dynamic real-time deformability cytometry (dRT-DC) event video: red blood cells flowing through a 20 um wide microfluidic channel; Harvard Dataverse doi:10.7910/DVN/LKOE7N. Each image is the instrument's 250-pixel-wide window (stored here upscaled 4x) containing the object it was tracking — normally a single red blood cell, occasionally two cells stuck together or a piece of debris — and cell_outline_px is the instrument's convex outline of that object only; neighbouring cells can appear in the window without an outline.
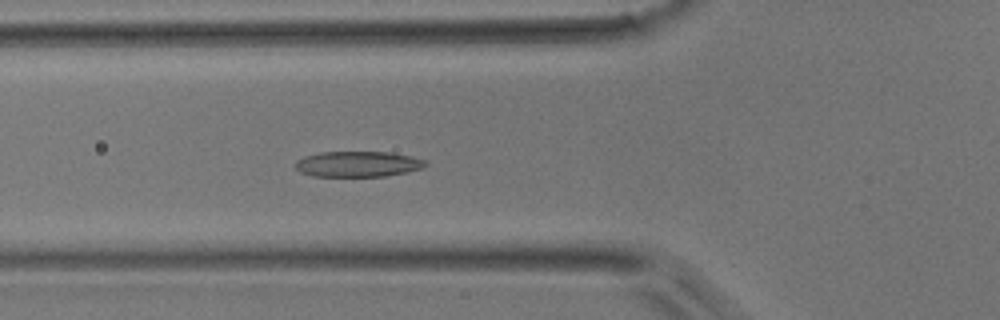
{"species": "common noctule bat (a hibernating species)", "species_latin": "Nyctalus noctula", "temperature_condition": "room temperature", "stored_images_in_passage": 35, "camera_frame_rate_fps": 3000, "um_per_image_px": 0.085, "animal": {"sex": "male", "body_mass_g": 17.9}, "frame": {"image": 1, "passage_image": 4, "time_ms": 1.0, "image_size_px": [1000, 320], "cell_outline_px": [[428, 164], [424, 168], [408, 172], [384, 176], [312, 176], [300, 172], [292, 164], [296, 160], [304, 156], [320, 152], [388, 152], [412, 156], [428, 160]], "centroid_in_image_um": [30.43, 13.94], "position_along_channel_um": 95.4, "area_um2": 19.71}}
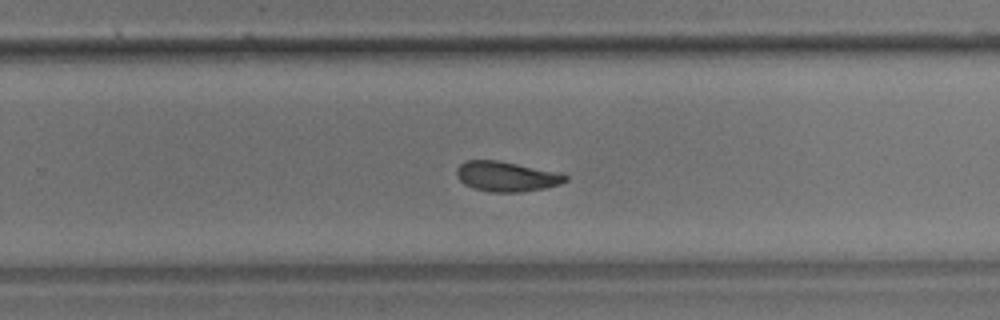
{"frame": {"image": 2, "passage_image": 18, "time_ms": 5.667, "image_size_px": [1000, 320], "cell_outline_px": [[568, 180], [560, 184], [544, 188], [520, 192], [492, 192], [472, 188], [464, 184], [456, 176], [456, 168], [460, 164], [468, 160], [496, 160], [564, 172], [568, 176]], "centroid_in_image_um": [43.09, 14.99], "position_along_channel_um": 286.7, "area_um2": 19.31}}
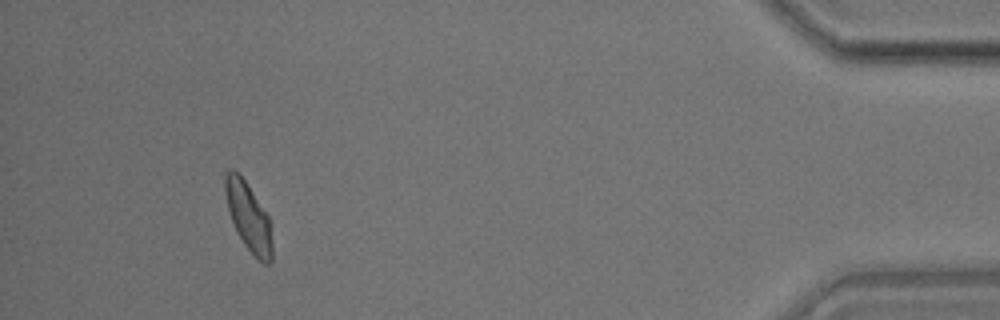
{"frame": {"image": 3, "passage_image": 32, "time_ms": 10.333, "image_size_px": [1000, 320], "cell_outline_px": [[272, 260], [268, 264], [264, 264], [244, 244], [232, 220], [228, 208], [224, 192], [224, 172], [232, 168], [244, 180], [268, 216], [272, 224]], "centroid_in_image_um": [21.13, 18.42], "position_along_channel_um": 414.1, "area_um2": 18.38}}